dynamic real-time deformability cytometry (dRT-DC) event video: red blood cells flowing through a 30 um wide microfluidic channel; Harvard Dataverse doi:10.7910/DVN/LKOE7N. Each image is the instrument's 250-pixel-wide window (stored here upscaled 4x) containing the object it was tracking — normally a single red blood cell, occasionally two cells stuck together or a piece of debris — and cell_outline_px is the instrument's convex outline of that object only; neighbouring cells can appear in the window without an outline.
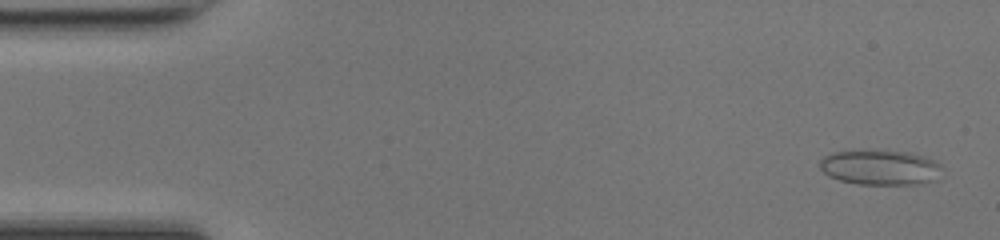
{"species": "common noctule bat (a hibernating species)", "species_latin": "Nyctalus noctula", "temperature_condition": "room temperature", "stored_images_in_passage": 48, "camera_frame_rate_fps": 3000, "um_per_image_px": 0.085, "animal": {"sex": "female", "body_mass_g": 17.0, "forearm_length_mm": 48.0}, "frame": {"image": 1, "passage_image": 2, "time_ms": 0.333, "image_size_px": [1000, 240], "cell_outline_px": [[940, 168], [936, 180], [920, 184], [860, 184], [840, 180], [828, 176], [820, 168], [820, 160], [824, 156], [832, 152], [876, 148], [908, 152], [924, 156], [940, 164]], "centroid_in_image_um": [74.78, 14.2], "position_along_channel_um": 10.2, "area_um2": 25.37}}
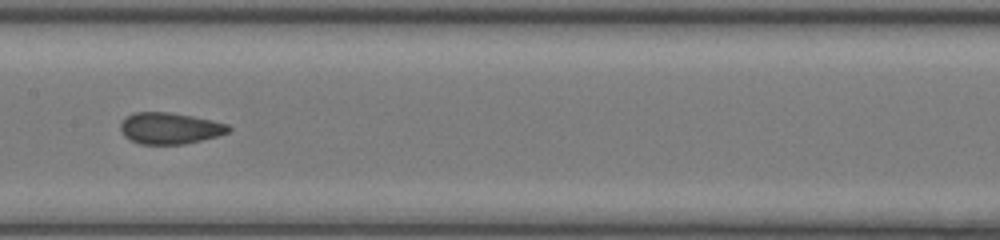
{"frame": {"image": 2, "passage_image": 24, "time_ms": 7.667, "image_size_px": [1000, 240], "cell_outline_px": [[232, 128], [228, 132], [216, 136], [184, 144], [140, 144], [124, 136], [120, 128], [120, 124], [128, 116], [136, 112], [168, 112], [192, 116], [212, 120], [228, 124]], "centroid_in_image_um": [14.44, 10.9], "position_along_channel_um": 193.0, "area_um2": 19.54}}
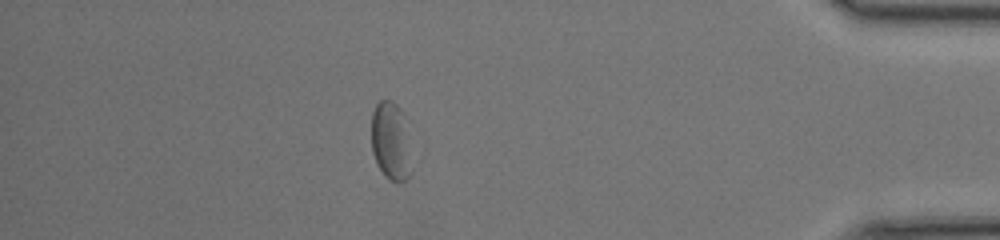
{"frame": {"image": 3, "passage_image": 42, "time_ms": 13.667, "image_size_px": [1000, 240], "cell_outline_px": [[412, 172], [404, 180], [396, 184], [388, 180], [384, 176], [376, 164], [372, 152], [372, 112], [376, 104], [380, 100], [392, 100], [400, 108]], "centroid_in_image_um": [33.16, 12.06], "position_along_channel_um": 402.0, "area_um2": 17.86}, "authors_computed_cell_mechanics": {"area_um2": 20.1144, "velocity_mm_per_s": 4.2582, "shape_relaxation_time_tau1_ms": 5.6039, "shape_relaxation_time_tau2_ms": 1.4065, "deformation_change_tau1": 0.1051, "deformation_change_tau2": 0.0552}}